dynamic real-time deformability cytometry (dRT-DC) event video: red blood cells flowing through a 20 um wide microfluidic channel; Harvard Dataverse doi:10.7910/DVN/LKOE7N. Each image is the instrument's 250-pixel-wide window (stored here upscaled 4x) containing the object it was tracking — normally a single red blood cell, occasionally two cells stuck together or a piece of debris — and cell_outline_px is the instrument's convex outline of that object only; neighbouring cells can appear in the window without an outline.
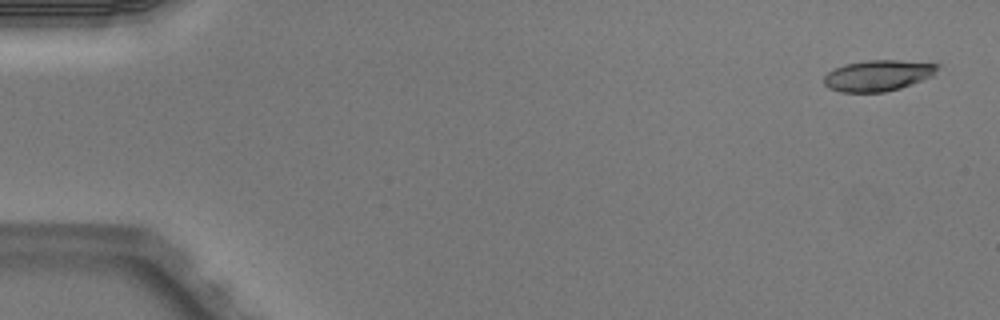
{"species": "Egyptian fruit bat (a non-hibernating species)", "species_latin": "Rousettus aegyptiacus", "temperature_condition": "warm", "stored_images_in_passage": 5, "camera_frame_rate_fps": 3000, "um_per_image_px": 0.085, "animal": {"sex": "male"}, "frame": {"image": 1, "passage_image": 1, "time_ms": 0.0, "image_size_px": [1000, 320], "cell_outline_px": [[940, 64], [932, 76], [900, 88], [884, 92], [840, 92], [828, 88], [824, 84], [824, 76], [828, 72], [844, 64], [864, 60], [900, 60]], "centroid_in_image_um": [74.6, 6.41], "position_along_channel_um": 10.4, "area_um2": 20.46}}
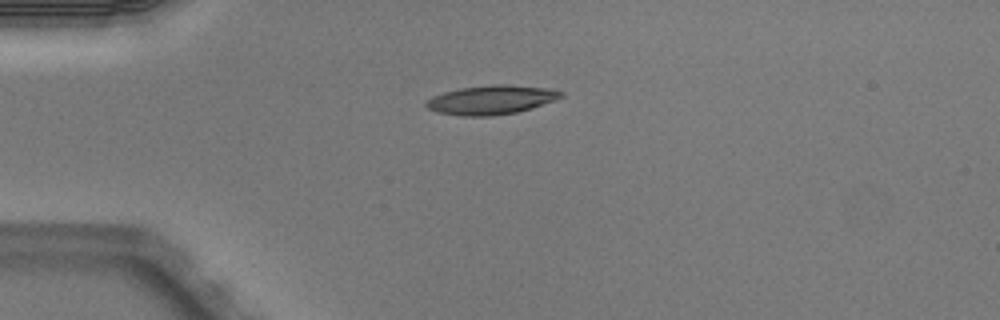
{"frame": {"image": 2, "passage_image": 4, "time_ms": 1.0, "image_size_px": [1000, 320], "cell_outline_px": [[564, 96], [556, 100], [532, 108], [516, 112], [492, 116], [460, 116], [436, 112], [428, 108], [424, 104], [432, 96], [444, 92], [460, 88], [492, 84], [508, 84], [548, 88], [564, 92]], "centroid_in_image_um": [41.77, 8.48], "position_along_channel_um": 43.2, "area_um2": 23.0}}